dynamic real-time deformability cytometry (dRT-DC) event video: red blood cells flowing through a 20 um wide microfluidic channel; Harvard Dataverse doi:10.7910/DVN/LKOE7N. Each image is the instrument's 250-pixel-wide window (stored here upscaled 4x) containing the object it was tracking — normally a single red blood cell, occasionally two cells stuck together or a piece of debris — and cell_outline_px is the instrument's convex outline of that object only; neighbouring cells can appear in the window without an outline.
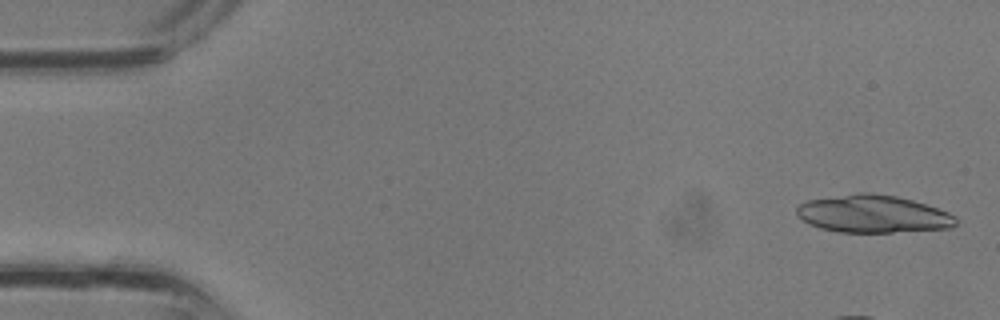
{"species": "common noctule bat (a hibernating species)", "species_latin": "Nyctalus noctula", "temperature_condition": "room temperature", "stored_images_in_passage": 35, "camera_frame_rate_fps": 3000, "um_per_image_px": 0.085, "animal": {"sex": "male", "body_mass_g": 13.3}, "frame": {"image": 1, "passage_image": 1, "time_ms": 0.0, "image_size_px": [1000, 320], "cell_outline_px": [[956, 224], [952, 228], [892, 232], [836, 232], [820, 228], [808, 224], [800, 220], [796, 212], [796, 208], [800, 204], [808, 200], [860, 192], [868, 192], [896, 196], [912, 200], [948, 212], [956, 216]], "centroid_in_image_um": [74.17, 18.19], "position_along_channel_um": 10.8, "area_um2": 34.91}}
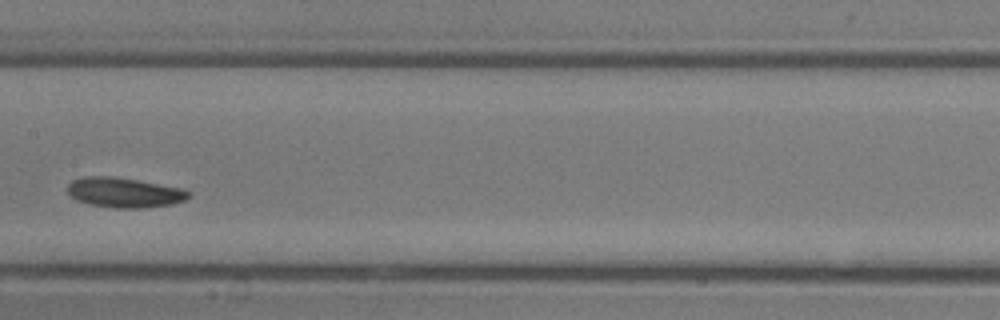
{"frame": {"image": 2, "passage_image": 18, "time_ms": 5.667, "image_size_px": [1000, 320], "cell_outline_px": [[192, 196], [184, 200], [172, 204], [140, 208], [116, 208], [88, 204], [76, 200], [68, 192], [68, 184], [72, 180], [84, 176], [112, 176], [136, 180], [180, 188], [192, 192]], "centroid_in_image_um": [10.55, 16.37], "position_along_channel_um": 196.8, "area_um2": 21.04}}
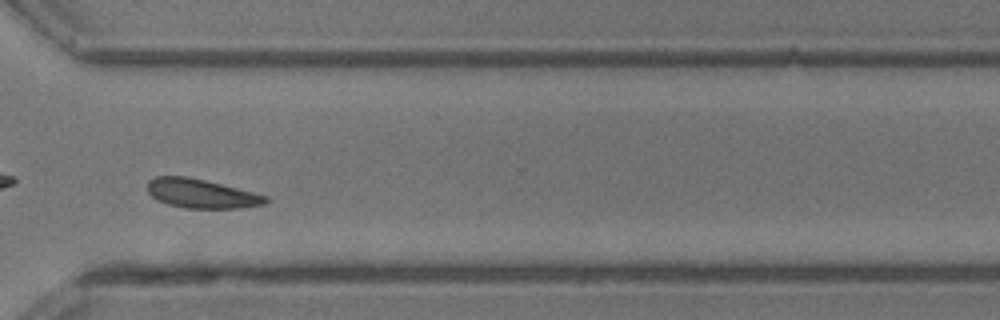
{"frame": {"image": 3, "passage_image": 26, "time_ms": 8.333, "image_size_px": [1000, 320], "cell_outline_px": [[272, 200], [264, 204], [244, 208], [188, 208], [168, 204], [152, 196], [148, 192], [148, 180], [156, 176], [188, 176], [268, 196]], "centroid_in_image_um": [17.15, 16.45], "position_along_channel_um": 353.5, "area_um2": 19.88}}